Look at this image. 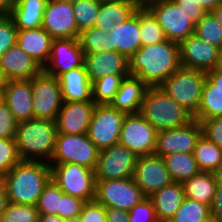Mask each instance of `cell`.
I'll return each instance as SVG.
<instances>
[{"label":"cell","instance_id":"40","mask_svg":"<svg viewBox=\"0 0 222 222\" xmlns=\"http://www.w3.org/2000/svg\"><path fill=\"white\" fill-rule=\"evenodd\" d=\"M64 192L51 179L43 189L37 202L39 214L58 215L60 198Z\"/></svg>","mask_w":222,"mask_h":222},{"label":"cell","instance_id":"13","mask_svg":"<svg viewBox=\"0 0 222 222\" xmlns=\"http://www.w3.org/2000/svg\"><path fill=\"white\" fill-rule=\"evenodd\" d=\"M136 156L120 144L99 150L95 167L96 180L127 179L134 176Z\"/></svg>","mask_w":222,"mask_h":222},{"label":"cell","instance_id":"6","mask_svg":"<svg viewBox=\"0 0 222 222\" xmlns=\"http://www.w3.org/2000/svg\"><path fill=\"white\" fill-rule=\"evenodd\" d=\"M51 179L65 193L85 200H95L96 179L92 169L74 163H49Z\"/></svg>","mask_w":222,"mask_h":222},{"label":"cell","instance_id":"58","mask_svg":"<svg viewBox=\"0 0 222 222\" xmlns=\"http://www.w3.org/2000/svg\"><path fill=\"white\" fill-rule=\"evenodd\" d=\"M216 178V187H222V164L214 172Z\"/></svg>","mask_w":222,"mask_h":222},{"label":"cell","instance_id":"39","mask_svg":"<svg viewBox=\"0 0 222 222\" xmlns=\"http://www.w3.org/2000/svg\"><path fill=\"white\" fill-rule=\"evenodd\" d=\"M194 34L207 43L222 50V27L211 13H206L195 24Z\"/></svg>","mask_w":222,"mask_h":222},{"label":"cell","instance_id":"41","mask_svg":"<svg viewBox=\"0 0 222 222\" xmlns=\"http://www.w3.org/2000/svg\"><path fill=\"white\" fill-rule=\"evenodd\" d=\"M36 205L8 203L1 220L3 222H38Z\"/></svg>","mask_w":222,"mask_h":222},{"label":"cell","instance_id":"45","mask_svg":"<svg viewBox=\"0 0 222 222\" xmlns=\"http://www.w3.org/2000/svg\"><path fill=\"white\" fill-rule=\"evenodd\" d=\"M129 222H158L149 197L143 199L129 211Z\"/></svg>","mask_w":222,"mask_h":222},{"label":"cell","instance_id":"2","mask_svg":"<svg viewBox=\"0 0 222 222\" xmlns=\"http://www.w3.org/2000/svg\"><path fill=\"white\" fill-rule=\"evenodd\" d=\"M50 180L49 163L21 160L3 177L8 202L37 205L43 189Z\"/></svg>","mask_w":222,"mask_h":222},{"label":"cell","instance_id":"62","mask_svg":"<svg viewBox=\"0 0 222 222\" xmlns=\"http://www.w3.org/2000/svg\"><path fill=\"white\" fill-rule=\"evenodd\" d=\"M100 1H107V2H138L137 0H100Z\"/></svg>","mask_w":222,"mask_h":222},{"label":"cell","instance_id":"12","mask_svg":"<svg viewBox=\"0 0 222 222\" xmlns=\"http://www.w3.org/2000/svg\"><path fill=\"white\" fill-rule=\"evenodd\" d=\"M157 130L140 114H126L124 117L119 144L136 156L154 154Z\"/></svg>","mask_w":222,"mask_h":222},{"label":"cell","instance_id":"44","mask_svg":"<svg viewBox=\"0 0 222 222\" xmlns=\"http://www.w3.org/2000/svg\"><path fill=\"white\" fill-rule=\"evenodd\" d=\"M85 203L81 198L64 193L60 198L58 216L63 220L79 216Z\"/></svg>","mask_w":222,"mask_h":222},{"label":"cell","instance_id":"64","mask_svg":"<svg viewBox=\"0 0 222 222\" xmlns=\"http://www.w3.org/2000/svg\"><path fill=\"white\" fill-rule=\"evenodd\" d=\"M142 6H145L148 2L152 0H137Z\"/></svg>","mask_w":222,"mask_h":222},{"label":"cell","instance_id":"30","mask_svg":"<svg viewBox=\"0 0 222 222\" xmlns=\"http://www.w3.org/2000/svg\"><path fill=\"white\" fill-rule=\"evenodd\" d=\"M185 197L211 206L216 189V178L213 172L200 171L182 183Z\"/></svg>","mask_w":222,"mask_h":222},{"label":"cell","instance_id":"25","mask_svg":"<svg viewBox=\"0 0 222 222\" xmlns=\"http://www.w3.org/2000/svg\"><path fill=\"white\" fill-rule=\"evenodd\" d=\"M54 38L42 27L17 30L16 43L42 67L49 60Z\"/></svg>","mask_w":222,"mask_h":222},{"label":"cell","instance_id":"56","mask_svg":"<svg viewBox=\"0 0 222 222\" xmlns=\"http://www.w3.org/2000/svg\"><path fill=\"white\" fill-rule=\"evenodd\" d=\"M38 222H65V220L60 218L58 215L39 214L38 215Z\"/></svg>","mask_w":222,"mask_h":222},{"label":"cell","instance_id":"10","mask_svg":"<svg viewBox=\"0 0 222 222\" xmlns=\"http://www.w3.org/2000/svg\"><path fill=\"white\" fill-rule=\"evenodd\" d=\"M146 196L133 177L127 179L96 180L95 200L105 207L130 211Z\"/></svg>","mask_w":222,"mask_h":222},{"label":"cell","instance_id":"57","mask_svg":"<svg viewBox=\"0 0 222 222\" xmlns=\"http://www.w3.org/2000/svg\"><path fill=\"white\" fill-rule=\"evenodd\" d=\"M210 13L216 19L218 24L222 27V4L212 10Z\"/></svg>","mask_w":222,"mask_h":222},{"label":"cell","instance_id":"37","mask_svg":"<svg viewBox=\"0 0 222 222\" xmlns=\"http://www.w3.org/2000/svg\"><path fill=\"white\" fill-rule=\"evenodd\" d=\"M211 215L209 205L187 197L169 222H199Z\"/></svg>","mask_w":222,"mask_h":222},{"label":"cell","instance_id":"51","mask_svg":"<svg viewBox=\"0 0 222 222\" xmlns=\"http://www.w3.org/2000/svg\"><path fill=\"white\" fill-rule=\"evenodd\" d=\"M107 222H129V212L118 208L106 207Z\"/></svg>","mask_w":222,"mask_h":222},{"label":"cell","instance_id":"19","mask_svg":"<svg viewBox=\"0 0 222 222\" xmlns=\"http://www.w3.org/2000/svg\"><path fill=\"white\" fill-rule=\"evenodd\" d=\"M95 106L94 101L63 102L56 119L58 133L87 134Z\"/></svg>","mask_w":222,"mask_h":222},{"label":"cell","instance_id":"67","mask_svg":"<svg viewBox=\"0 0 222 222\" xmlns=\"http://www.w3.org/2000/svg\"><path fill=\"white\" fill-rule=\"evenodd\" d=\"M3 182V177L0 175V184Z\"/></svg>","mask_w":222,"mask_h":222},{"label":"cell","instance_id":"50","mask_svg":"<svg viewBox=\"0 0 222 222\" xmlns=\"http://www.w3.org/2000/svg\"><path fill=\"white\" fill-rule=\"evenodd\" d=\"M211 214L218 222H222V187H216L213 202L210 206Z\"/></svg>","mask_w":222,"mask_h":222},{"label":"cell","instance_id":"42","mask_svg":"<svg viewBox=\"0 0 222 222\" xmlns=\"http://www.w3.org/2000/svg\"><path fill=\"white\" fill-rule=\"evenodd\" d=\"M20 161L14 138H0V175L4 177Z\"/></svg>","mask_w":222,"mask_h":222},{"label":"cell","instance_id":"8","mask_svg":"<svg viewBox=\"0 0 222 222\" xmlns=\"http://www.w3.org/2000/svg\"><path fill=\"white\" fill-rule=\"evenodd\" d=\"M125 115L110 104H96L87 134L99 150L119 144Z\"/></svg>","mask_w":222,"mask_h":222},{"label":"cell","instance_id":"38","mask_svg":"<svg viewBox=\"0 0 222 222\" xmlns=\"http://www.w3.org/2000/svg\"><path fill=\"white\" fill-rule=\"evenodd\" d=\"M100 0H80L73 2L75 22L78 31L94 27L99 13Z\"/></svg>","mask_w":222,"mask_h":222},{"label":"cell","instance_id":"23","mask_svg":"<svg viewBox=\"0 0 222 222\" xmlns=\"http://www.w3.org/2000/svg\"><path fill=\"white\" fill-rule=\"evenodd\" d=\"M58 80L63 102L93 101L92 82L84 65L64 72Z\"/></svg>","mask_w":222,"mask_h":222},{"label":"cell","instance_id":"7","mask_svg":"<svg viewBox=\"0 0 222 222\" xmlns=\"http://www.w3.org/2000/svg\"><path fill=\"white\" fill-rule=\"evenodd\" d=\"M99 149L88 134L58 133L53 156L49 163H74L95 170Z\"/></svg>","mask_w":222,"mask_h":222},{"label":"cell","instance_id":"55","mask_svg":"<svg viewBox=\"0 0 222 222\" xmlns=\"http://www.w3.org/2000/svg\"><path fill=\"white\" fill-rule=\"evenodd\" d=\"M17 0H0V14H10Z\"/></svg>","mask_w":222,"mask_h":222},{"label":"cell","instance_id":"52","mask_svg":"<svg viewBox=\"0 0 222 222\" xmlns=\"http://www.w3.org/2000/svg\"><path fill=\"white\" fill-rule=\"evenodd\" d=\"M206 78L216 86L217 90L222 91V70L215 68L206 72Z\"/></svg>","mask_w":222,"mask_h":222},{"label":"cell","instance_id":"48","mask_svg":"<svg viewBox=\"0 0 222 222\" xmlns=\"http://www.w3.org/2000/svg\"><path fill=\"white\" fill-rule=\"evenodd\" d=\"M203 135L222 149V117H213L201 122Z\"/></svg>","mask_w":222,"mask_h":222},{"label":"cell","instance_id":"20","mask_svg":"<svg viewBox=\"0 0 222 222\" xmlns=\"http://www.w3.org/2000/svg\"><path fill=\"white\" fill-rule=\"evenodd\" d=\"M3 100L18 123L34 118L32 79L8 80L3 91Z\"/></svg>","mask_w":222,"mask_h":222},{"label":"cell","instance_id":"26","mask_svg":"<svg viewBox=\"0 0 222 222\" xmlns=\"http://www.w3.org/2000/svg\"><path fill=\"white\" fill-rule=\"evenodd\" d=\"M147 88L148 86L140 78L129 75L121 81L110 105L125 114L140 113Z\"/></svg>","mask_w":222,"mask_h":222},{"label":"cell","instance_id":"1","mask_svg":"<svg viewBox=\"0 0 222 222\" xmlns=\"http://www.w3.org/2000/svg\"><path fill=\"white\" fill-rule=\"evenodd\" d=\"M128 62L130 75L147 86H159L181 66L179 44L166 39L141 46Z\"/></svg>","mask_w":222,"mask_h":222},{"label":"cell","instance_id":"17","mask_svg":"<svg viewBox=\"0 0 222 222\" xmlns=\"http://www.w3.org/2000/svg\"><path fill=\"white\" fill-rule=\"evenodd\" d=\"M220 52L219 48L194 33L179 44L181 66L204 72L217 68Z\"/></svg>","mask_w":222,"mask_h":222},{"label":"cell","instance_id":"61","mask_svg":"<svg viewBox=\"0 0 222 222\" xmlns=\"http://www.w3.org/2000/svg\"><path fill=\"white\" fill-rule=\"evenodd\" d=\"M65 222H81V218L80 216H76L65 220Z\"/></svg>","mask_w":222,"mask_h":222},{"label":"cell","instance_id":"29","mask_svg":"<svg viewBox=\"0 0 222 222\" xmlns=\"http://www.w3.org/2000/svg\"><path fill=\"white\" fill-rule=\"evenodd\" d=\"M48 0H17L10 12L17 30L42 27Z\"/></svg>","mask_w":222,"mask_h":222},{"label":"cell","instance_id":"22","mask_svg":"<svg viewBox=\"0 0 222 222\" xmlns=\"http://www.w3.org/2000/svg\"><path fill=\"white\" fill-rule=\"evenodd\" d=\"M0 66L8 80L32 79L43 70L17 43L0 57Z\"/></svg>","mask_w":222,"mask_h":222},{"label":"cell","instance_id":"36","mask_svg":"<svg viewBox=\"0 0 222 222\" xmlns=\"http://www.w3.org/2000/svg\"><path fill=\"white\" fill-rule=\"evenodd\" d=\"M78 40L84 54L111 51L110 34L96 27L82 30Z\"/></svg>","mask_w":222,"mask_h":222},{"label":"cell","instance_id":"15","mask_svg":"<svg viewBox=\"0 0 222 222\" xmlns=\"http://www.w3.org/2000/svg\"><path fill=\"white\" fill-rule=\"evenodd\" d=\"M133 178L146 197L174 182L163 157L156 154L137 158Z\"/></svg>","mask_w":222,"mask_h":222},{"label":"cell","instance_id":"60","mask_svg":"<svg viewBox=\"0 0 222 222\" xmlns=\"http://www.w3.org/2000/svg\"><path fill=\"white\" fill-rule=\"evenodd\" d=\"M199 222H218L215 217L211 214L210 216L206 217L205 219L199 221Z\"/></svg>","mask_w":222,"mask_h":222},{"label":"cell","instance_id":"53","mask_svg":"<svg viewBox=\"0 0 222 222\" xmlns=\"http://www.w3.org/2000/svg\"><path fill=\"white\" fill-rule=\"evenodd\" d=\"M200 7L207 13H210L216 7L222 4V0H197Z\"/></svg>","mask_w":222,"mask_h":222},{"label":"cell","instance_id":"5","mask_svg":"<svg viewBox=\"0 0 222 222\" xmlns=\"http://www.w3.org/2000/svg\"><path fill=\"white\" fill-rule=\"evenodd\" d=\"M205 80L206 72L180 66L159 87L194 116L201 103Z\"/></svg>","mask_w":222,"mask_h":222},{"label":"cell","instance_id":"35","mask_svg":"<svg viewBox=\"0 0 222 222\" xmlns=\"http://www.w3.org/2000/svg\"><path fill=\"white\" fill-rule=\"evenodd\" d=\"M130 74L106 75L92 83L93 101L96 104H110L117 91L121 81Z\"/></svg>","mask_w":222,"mask_h":222},{"label":"cell","instance_id":"9","mask_svg":"<svg viewBox=\"0 0 222 222\" xmlns=\"http://www.w3.org/2000/svg\"><path fill=\"white\" fill-rule=\"evenodd\" d=\"M156 17L166 39L180 44L194 33L190 16L177 7L173 0H152L145 5Z\"/></svg>","mask_w":222,"mask_h":222},{"label":"cell","instance_id":"16","mask_svg":"<svg viewBox=\"0 0 222 222\" xmlns=\"http://www.w3.org/2000/svg\"><path fill=\"white\" fill-rule=\"evenodd\" d=\"M42 28L54 39H78L80 32L75 22L72 3L67 0H48Z\"/></svg>","mask_w":222,"mask_h":222},{"label":"cell","instance_id":"24","mask_svg":"<svg viewBox=\"0 0 222 222\" xmlns=\"http://www.w3.org/2000/svg\"><path fill=\"white\" fill-rule=\"evenodd\" d=\"M110 34L111 51H117L129 59L142 46L139 27V8L126 22L116 24Z\"/></svg>","mask_w":222,"mask_h":222},{"label":"cell","instance_id":"21","mask_svg":"<svg viewBox=\"0 0 222 222\" xmlns=\"http://www.w3.org/2000/svg\"><path fill=\"white\" fill-rule=\"evenodd\" d=\"M84 66L92 83L110 74H129L128 59L117 51L85 54Z\"/></svg>","mask_w":222,"mask_h":222},{"label":"cell","instance_id":"63","mask_svg":"<svg viewBox=\"0 0 222 222\" xmlns=\"http://www.w3.org/2000/svg\"><path fill=\"white\" fill-rule=\"evenodd\" d=\"M217 68L222 70V50H221V52L219 54V62H218Z\"/></svg>","mask_w":222,"mask_h":222},{"label":"cell","instance_id":"49","mask_svg":"<svg viewBox=\"0 0 222 222\" xmlns=\"http://www.w3.org/2000/svg\"><path fill=\"white\" fill-rule=\"evenodd\" d=\"M180 10L190 16V21L196 24L207 12L202 9L197 0H173Z\"/></svg>","mask_w":222,"mask_h":222},{"label":"cell","instance_id":"47","mask_svg":"<svg viewBox=\"0 0 222 222\" xmlns=\"http://www.w3.org/2000/svg\"><path fill=\"white\" fill-rule=\"evenodd\" d=\"M79 216L81 222H107L106 207L96 200L86 202Z\"/></svg>","mask_w":222,"mask_h":222},{"label":"cell","instance_id":"33","mask_svg":"<svg viewBox=\"0 0 222 222\" xmlns=\"http://www.w3.org/2000/svg\"><path fill=\"white\" fill-rule=\"evenodd\" d=\"M193 156L201 171L214 173L222 164V149L204 135L197 141Z\"/></svg>","mask_w":222,"mask_h":222},{"label":"cell","instance_id":"18","mask_svg":"<svg viewBox=\"0 0 222 222\" xmlns=\"http://www.w3.org/2000/svg\"><path fill=\"white\" fill-rule=\"evenodd\" d=\"M84 55L78 39H54L49 60L43 70L47 74L58 78L64 72L83 66Z\"/></svg>","mask_w":222,"mask_h":222},{"label":"cell","instance_id":"32","mask_svg":"<svg viewBox=\"0 0 222 222\" xmlns=\"http://www.w3.org/2000/svg\"><path fill=\"white\" fill-rule=\"evenodd\" d=\"M213 117H222V91L217 90L216 86L206 78L201 103L193 118L201 123Z\"/></svg>","mask_w":222,"mask_h":222},{"label":"cell","instance_id":"14","mask_svg":"<svg viewBox=\"0 0 222 222\" xmlns=\"http://www.w3.org/2000/svg\"><path fill=\"white\" fill-rule=\"evenodd\" d=\"M202 135V125L194 118L183 126L158 131L154 154L161 157L173 153L193 154Z\"/></svg>","mask_w":222,"mask_h":222},{"label":"cell","instance_id":"27","mask_svg":"<svg viewBox=\"0 0 222 222\" xmlns=\"http://www.w3.org/2000/svg\"><path fill=\"white\" fill-rule=\"evenodd\" d=\"M158 222H169L185 199L182 183L172 182L149 197Z\"/></svg>","mask_w":222,"mask_h":222},{"label":"cell","instance_id":"34","mask_svg":"<svg viewBox=\"0 0 222 222\" xmlns=\"http://www.w3.org/2000/svg\"><path fill=\"white\" fill-rule=\"evenodd\" d=\"M139 27L142 46L166 40L162 27L146 6L139 7Z\"/></svg>","mask_w":222,"mask_h":222},{"label":"cell","instance_id":"28","mask_svg":"<svg viewBox=\"0 0 222 222\" xmlns=\"http://www.w3.org/2000/svg\"><path fill=\"white\" fill-rule=\"evenodd\" d=\"M140 6L142 5L139 2L101 1L94 27L104 30L108 34L116 24L129 20Z\"/></svg>","mask_w":222,"mask_h":222},{"label":"cell","instance_id":"43","mask_svg":"<svg viewBox=\"0 0 222 222\" xmlns=\"http://www.w3.org/2000/svg\"><path fill=\"white\" fill-rule=\"evenodd\" d=\"M17 28L9 14H0V57L16 44Z\"/></svg>","mask_w":222,"mask_h":222},{"label":"cell","instance_id":"54","mask_svg":"<svg viewBox=\"0 0 222 222\" xmlns=\"http://www.w3.org/2000/svg\"><path fill=\"white\" fill-rule=\"evenodd\" d=\"M8 196L3 182L0 184V220L8 204Z\"/></svg>","mask_w":222,"mask_h":222},{"label":"cell","instance_id":"66","mask_svg":"<svg viewBox=\"0 0 222 222\" xmlns=\"http://www.w3.org/2000/svg\"><path fill=\"white\" fill-rule=\"evenodd\" d=\"M67 1L73 3V2H76V1H80V0H67Z\"/></svg>","mask_w":222,"mask_h":222},{"label":"cell","instance_id":"59","mask_svg":"<svg viewBox=\"0 0 222 222\" xmlns=\"http://www.w3.org/2000/svg\"><path fill=\"white\" fill-rule=\"evenodd\" d=\"M7 81L8 79L4 75L3 70L0 66V91H4Z\"/></svg>","mask_w":222,"mask_h":222},{"label":"cell","instance_id":"11","mask_svg":"<svg viewBox=\"0 0 222 222\" xmlns=\"http://www.w3.org/2000/svg\"><path fill=\"white\" fill-rule=\"evenodd\" d=\"M62 104L58 78L44 70L32 78V107L35 119L56 121Z\"/></svg>","mask_w":222,"mask_h":222},{"label":"cell","instance_id":"4","mask_svg":"<svg viewBox=\"0 0 222 222\" xmlns=\"http://www.w3.org/2000/svg\"><path fill=\"white\" fill-rule=\"evenodd\" d=\"M140 114L157 130H168L183 126L193 116L159 86H148L145 91Z\"/></svg>","mask_w":222,"mask_h":222},{"label":"cell","instance_id":"31","mask_svg":"<svg viewBox=\"0 0 222 222\" xmlns=\"http://www.w3.org/2000/svg\"><path fill=\"white\" fill-rule=\"evenodd\" d=\"M166 168L173 181L183 183L201 170L193 154L173 153L163 156Z\"/></svg>","mask_w":222,"mask_h":222},{"label":"cell","instance_id":"3","mask_svg":"<svg viewBox=\"0 0 222 222\" xmlns=\"http://www.w3.org/2000/svg\"><path fill=\"white\" fill-rule=\"evenodd\" d=\"M58 134L56 121L30 119L17 124L15 144L21 160L49 163Z\"/></svg>","mask_w":222,"mask_h":222},{"label":"cell","instance_id":"46","mask_svg":"<svg viewBox=\"0 0 222 222\" xmlns=\"http://www.w3.org/2000/svg\"><path fill=\"white\" fill-rule=\"evenodd\" d=\"M18 122L4 100L0 103V138H14Z\"/></svg>","mask_w":222,"mask_h":222},{"label":"cell","instance_id":"65","mask_svg":"<svg viewBox=\"0 0 222 222\" xmlns=\"http://www.w3.org/2000/svg\"><path fill=\"white\" fill-rule=\"evenodd\" d=\"M3 101V91H0V103Z\"/></svg>","mask_w":222,"mask_h":222}]
</instances>
